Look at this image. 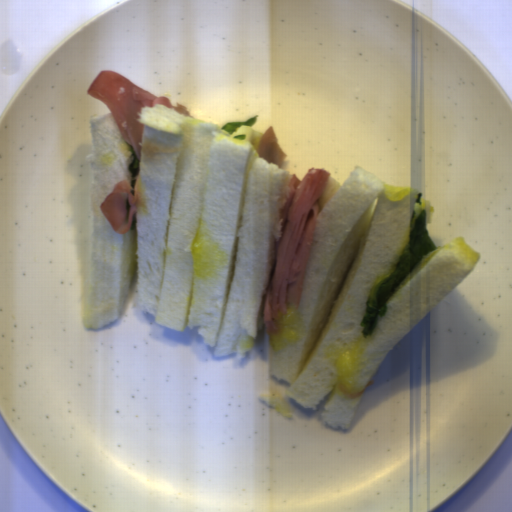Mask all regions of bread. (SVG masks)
Returning a JSON list of instances; mask_svg holds the SVG:
<instances>
[{
    "label": "bread",
    "mask_w": 512,
    "mask_h": 512,
    "mask_svg": "<svg viewBox=\"0 0 512 512\" xmlns=\"http://www.w3.org/2000/svg\"><path fill=\"white\" fill-rule=\"evenodd\" d=\"M413 189L394 187L362 167L343 184L328 176L319 198L298 306L269 333V374L290 383L303 407L322 409L347 430L380 364L398 342L473 270L480 252L458 237L422 258L398 284L369 337L361 322L375 284L394 273L420 213L434 206Z\"/></svg>",
    "instance_id": "2"
},
{
    "label": "bread",
    "mask_w": 512,
    "mask_h": 512,
    "mask_svg": "<svg viewBox=\"0 0 512 512\" xmlns=\"http://www.w3.org/2000/svg\"><path fill=\"white\" fill-rule=\"evenodd\" d=\"M140 200L126 233L101 205L130 181V144L114 117L91 120V262L86 325L114 323L126 307L137 262L136 295L158 325L198 327L214 357L244 360L260 329L282 236L281 210L293 176L257 148L264 135L144 107Z\"/></svg>",
    "instance_id": "1"
}]
</instances>
